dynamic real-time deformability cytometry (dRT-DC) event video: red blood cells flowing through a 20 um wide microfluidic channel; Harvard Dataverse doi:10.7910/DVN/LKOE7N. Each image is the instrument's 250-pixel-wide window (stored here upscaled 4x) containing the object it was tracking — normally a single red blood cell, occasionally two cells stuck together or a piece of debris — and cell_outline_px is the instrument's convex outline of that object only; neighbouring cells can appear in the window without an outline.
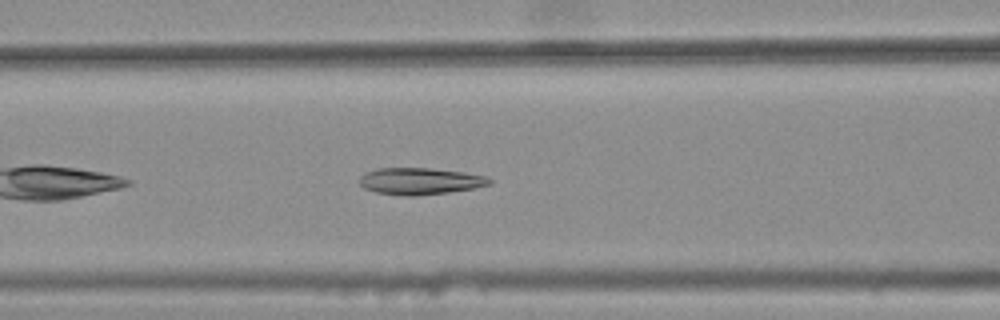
{"species": "common noctule bat (a hibernating species)", "species_latin": "Nyctalus noctula", "temperature_condition": "warm", "stored_images_in_passage": 25, "camera_frame_rate_fps": 3000, "um_per_image_px": 0.085, "animal": {"sex": "female", "body_mass_g": 25.1}, "frame": {"image": 1, "passage_image": 8, "time_ms": 2.333, "image_size_px": [1000, 320], "cell_outline_px": [[492, 184], [472, 188], [448, 192], [416, 196], [404, 196], [376, 192], [364, 188], [360, 184], [360, 176], [376, 168], [428, 168], [464, 172], [484, 176], [492, 180]], "centroid_in_image_um": [35.69, 15.4], "position_along_channel_um": 130.9, "area_um2": 20.11}}
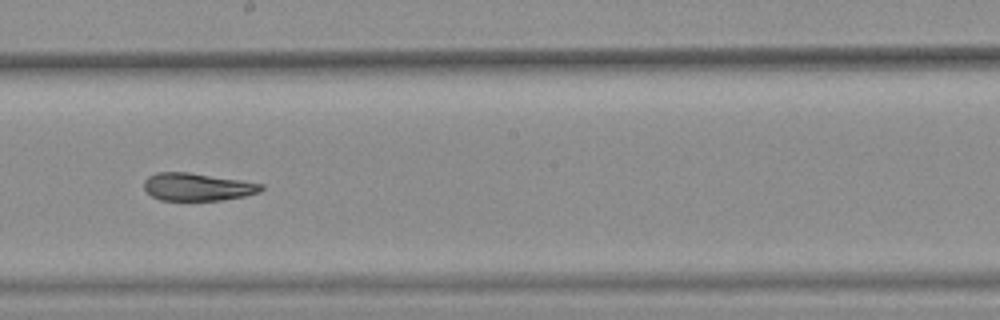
{"frame": {"image": 2, "passage_image": 16, "time_ms": 5.0, "image_size_px": [1000, 320], "cell_outline_px": [[264, 188], [260, 192], [244, 196], [220, 200], [160, 200], [152, 196], [144, 188], [144, 180], [148, 176], [156, 172], [188, 172], [240, 180], [264, 184]], "centroid_in_image_um": [16.77, 15.88], "position_along_channel_um": 231.4, "area_um2": 18.84}}
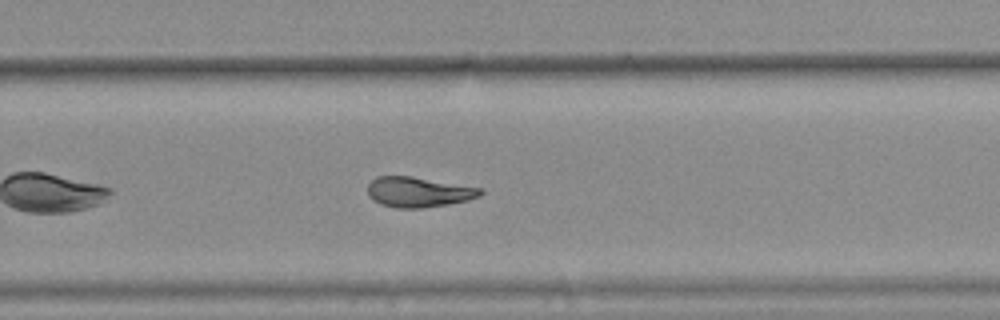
{"frame": {"image": 3, "passage_image": 21, "time_ms": 6.667, "image_size_px": [1000, 320], "cell_outline_px": [[484, 192], [480, 196], [468, 200], [448, 204], [424, 208], [396, 208], [380, 204], [368, 196], [368, 184], [376, 176], [412, 176], [484, 188]], "centroid_in_image_um": [35.59, 16.32], "position_along_channel_um": 294.2, "area_um2": 20.06}, "authors_computed_cell_mechanics": {"area_um2": 20.0566, "velocity_mm_per_s": 3.7729, "shape_relaxation_time_tau1_ms": null, "shape_relaxation_time_tau2_ms": 3.4591, "deformation_change_tau1": null, "deformation_change_tau2": 0.1186}}